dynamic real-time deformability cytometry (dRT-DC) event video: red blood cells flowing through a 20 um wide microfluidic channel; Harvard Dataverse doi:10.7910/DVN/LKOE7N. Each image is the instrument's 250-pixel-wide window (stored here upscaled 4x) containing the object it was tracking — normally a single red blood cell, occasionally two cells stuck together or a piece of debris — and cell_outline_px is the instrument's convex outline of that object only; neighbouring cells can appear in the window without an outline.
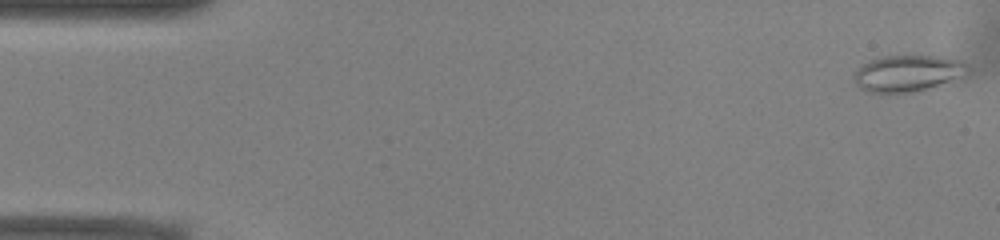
{"species": "common noctule bat (a hibernating species)", "species_latin": "Nyctalus noctula", "temperature_condition": "warm", "stored_images_in_passage": 52, "camera_frame_rate_fps": 3000, "um_per_image_px": 0.085, "animal": {"sex": "male", "body_mass_g": 13.0, "forearm_length_mm": 53.1}, "frame": {"image": 1, "passage_image": 1, "time_ms": 0.0, "image_size_px": [1000, 240], "cell_outline_px": [[972, 72], [964, 80], [912, 92], [864, 92], [856, 84], [852, 76], [856, 68], [860, 64], [876, 56], [912, 52], [940, 56], [964, 60], [972, 68]], "centroid_in_image_um": [77.27, 6.17], "position_along_channel_um": 7.7, "area_um2": 26.36}}
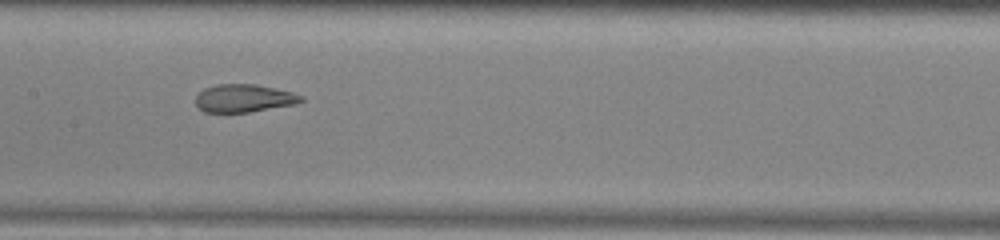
{"frame": {"image": 2, "passage_image": 25, "time_ms": 8.0, "image_size_px": [1000, 240], "cell_outline_px": [[304, 100], [296, 104], [248, 112], [204, 112], [196, 104], [196, 96], [204, 88], [216, 84], [256, 84], [292, 92], [304, 96]], "centroid_in_image_um": [20.75, 8.34], "position_along_channel_um": 186.7, "area_um2": 17.11}}
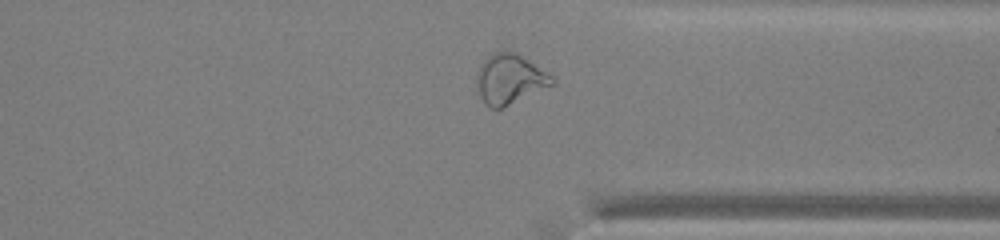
{"frame": {"image": 3, "passage_image": 39, "time_ms": 12.667, "image_size_px": [1000, 240], "cell_outline_px": [[556, 84], [504, 108], [492, 108], [484, 104], [480, 96], [476, 76], [480, 64], [492, 52], [516, 52], [552, 76], [556, 80]], "centroid_in_image_um": [43.34, 6.75], "position_along_channel_um": 368.1, "area_um2": 21.96}, "authors_computed_cell_mechanics": {"area_um2": 22.4264, "velocity_mm_per_s": 3.9256, "shape_relaxation_time_tau1_ms": null, "shape_relaxation_time_tau2_ms": 1.319, "deformation_change_tau1": null, "deformation_change_tau2": 0.0733}}